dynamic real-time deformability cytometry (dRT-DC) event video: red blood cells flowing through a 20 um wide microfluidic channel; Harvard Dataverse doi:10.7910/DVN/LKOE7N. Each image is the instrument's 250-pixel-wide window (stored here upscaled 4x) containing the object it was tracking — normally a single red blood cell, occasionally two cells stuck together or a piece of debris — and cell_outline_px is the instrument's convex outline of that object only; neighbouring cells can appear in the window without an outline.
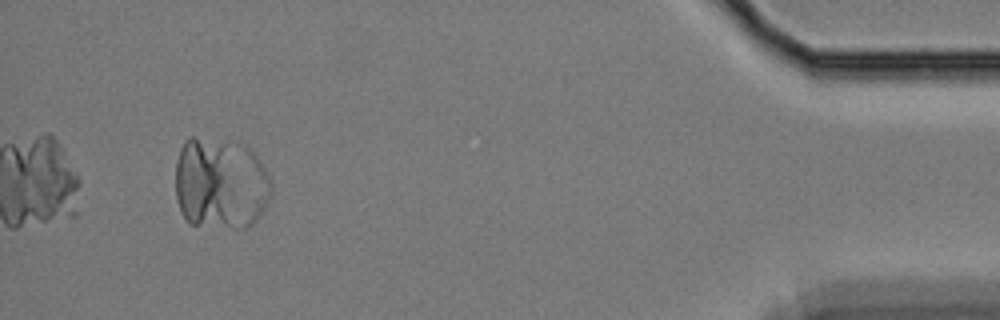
{"species": "Egyptian fruit bat (a non-hibernating species)", "species_latin": "Rousettus aegyptiacus", "temperature_condition": "cold", "stored_images_in_passage": 44, "segment_of_instrument_passage": [2, 2], "camera_frame_rate_fps": 3000, "um_per_image_px": 0.085, "animal": {"sex": "female"}, "frame": {"image": 1, "passage_image": 41, "time_ms": 13.333, "image_size_px": [1000, 320], "cell_outline_px": [[272, 192], [268, 204], [260, 216], [252, 224], [244, 228], [240, 228], [236, 144], [248, 144], [252, 148], [260, 160], [272, 184]], "centroid_in_image_um": [21.38, 15.77], "position_along_channel_um": 413.8, "area_um2": 15.09}}